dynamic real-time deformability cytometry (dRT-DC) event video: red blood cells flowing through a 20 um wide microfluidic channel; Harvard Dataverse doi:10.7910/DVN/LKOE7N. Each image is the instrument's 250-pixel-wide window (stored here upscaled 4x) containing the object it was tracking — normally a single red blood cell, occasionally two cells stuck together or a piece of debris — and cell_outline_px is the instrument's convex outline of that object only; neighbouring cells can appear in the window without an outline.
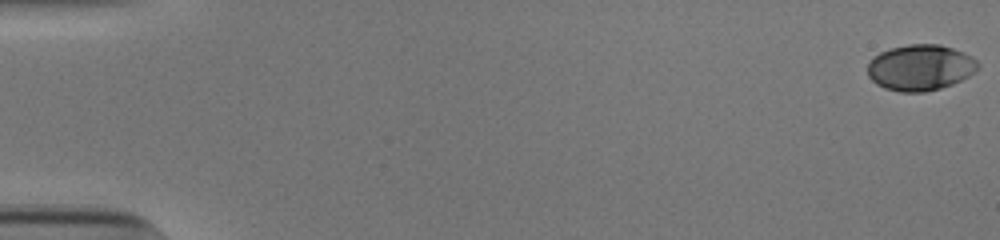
{"species": "human", "species_latin": "Homo sapiens", "temperature_condition": "cold", "stored_images_in_passage": 54, "camera_frame_rate_fps": 3000, "um_per_image_px": 0.085, "donor": {"sex": "male"}, "frame": {"image": 1, "passage_image": 1, "time_ms": 0.0, "image_size_px": [1000, 240], "cell_outline_px": [[980, 64], [968, 76], [952, 84], [940, 88], [924, 92], [900, 92], [884, 88], [876, 84], [868, 76], [868, 64], [880, 52], [892, 48], [908, 44], [940, 44], [952, 48], [976, 60]], "centroid_in_image_um": [78.19, 5.75], "position_along_channel_um": 6.8, "area_um2": 29.13}}
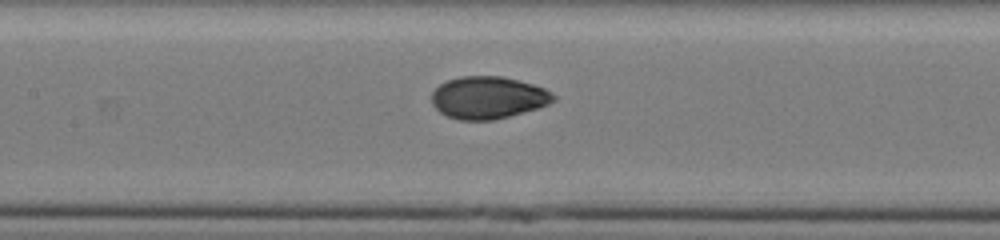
{"frame": {"image": 2, "passage_image": 27, "time_ms": 8.667, "image_size_px": [1000, 240], "cell_outline_px": [[556, 100], [548, 104], [536, 108], [508, 116], [492, 120], [460, 120], [448, 116], [440, 112], [432, 104], [432, 92], [440, 84], [448, 80], [460, 76], [500, 76], [532, 84], [544, 88], [552, 92], [556, 96]], "centroid_in_image_um": [41.48, 8.29], "position_along_channel_um": 165.9, "area_um2": 29.77}}
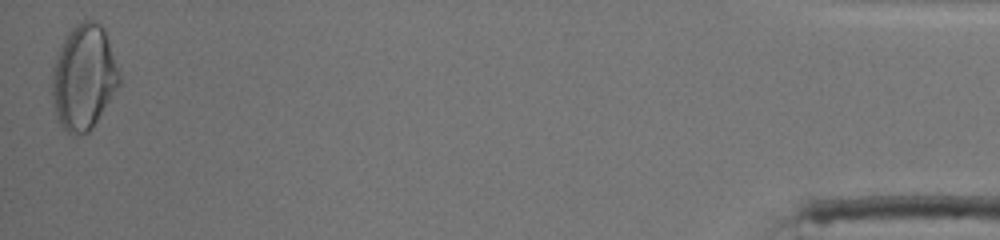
{"frame": {"image": 3, "passage_image": 54, "time_ms": 17.667, "image_size_px": [1000, 240], "cell_outline_px": [[120, 84], [92, 128], [88, 132], [76, 136], [68, 132], [64, 128], [56, 112], [52, 96], [52, 68], [60, 48], [64, 40], [72, 28], [76, 24], [84, 20], [96, 20], [104, 28], [120, 76]], "centroid_in_image_um": [7.12, 6.56], "position_along_channel_um": 428.1, "area_um2": 40.52}, "authors_computed_cell_mechanics": {"area_um2": 29.9693, "velocity_mm_per_s": 3.8702, "shape_relaxation_time_tau1_ms": 5.4731, "shape_relaxation_time_tau2_ms": 1.0675, "deformation_change_tau1": 0.1731, "deformation_change_tau2": 0.0411}}